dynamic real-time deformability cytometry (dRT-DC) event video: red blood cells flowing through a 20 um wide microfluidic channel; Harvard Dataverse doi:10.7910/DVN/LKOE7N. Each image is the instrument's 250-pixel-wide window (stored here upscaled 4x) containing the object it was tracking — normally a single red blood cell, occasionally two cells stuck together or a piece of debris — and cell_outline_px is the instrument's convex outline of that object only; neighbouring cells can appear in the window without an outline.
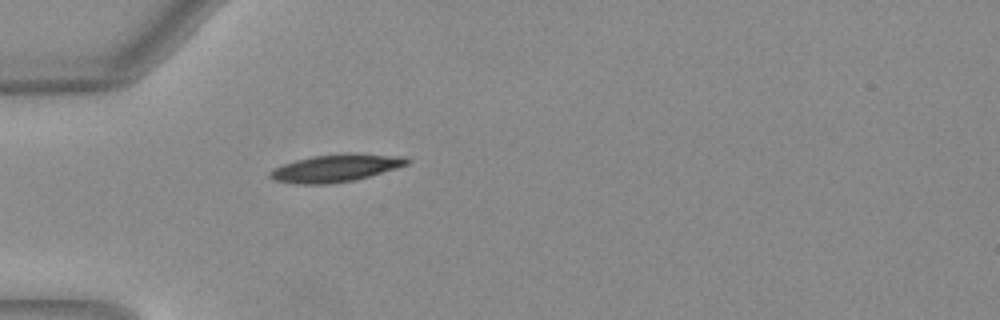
{"species": "Egyptian fruit bat (a non-hibernating species)", "species_latin": "Rousettus aegyptiacus", "temperature_condition": "warm", "stored_images_in_passage": 11, "camera_frame_rate_fps": 3000, "um_per_image_px": 0.085, "animal": {"sex": "female"}, "frame": {"image": 1, "passage_image": 1, "time_ms": 0.0, "image_size_px": [1000, 320], "cell_outline_px": [[412, 160], [408, 164], [396, 168], [368, 176], [352, 180], [324, 184], [300, 184], [276, 180], [268, 176], [268, 172], [284, 164], [296, 160], [312, 156], [344, 152], [356, 152], [408, 156]], "centroid_in_image_um": [28.62, 14.24], "position_along_channel_um": 56.4, "area_um2": 22.08}}
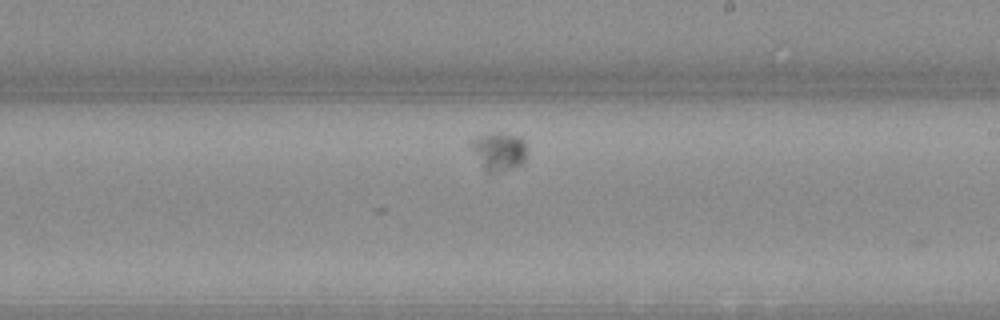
{"frame": {"image": 2, "passage_image": 10, "time_ms": 3.0, "image_size_px": [1000, 320], "cell_outline_px": [[524, 164], [488, 176], [484, 172], [468, 144], [468, 140], [476, 136], [496, 132], [504, 132], [520, 136], [524, 140]], "centroid_in_image_um": [42.32, 12.88], "position_along_channel_um": 246.7, "area_um2": 13.06}}